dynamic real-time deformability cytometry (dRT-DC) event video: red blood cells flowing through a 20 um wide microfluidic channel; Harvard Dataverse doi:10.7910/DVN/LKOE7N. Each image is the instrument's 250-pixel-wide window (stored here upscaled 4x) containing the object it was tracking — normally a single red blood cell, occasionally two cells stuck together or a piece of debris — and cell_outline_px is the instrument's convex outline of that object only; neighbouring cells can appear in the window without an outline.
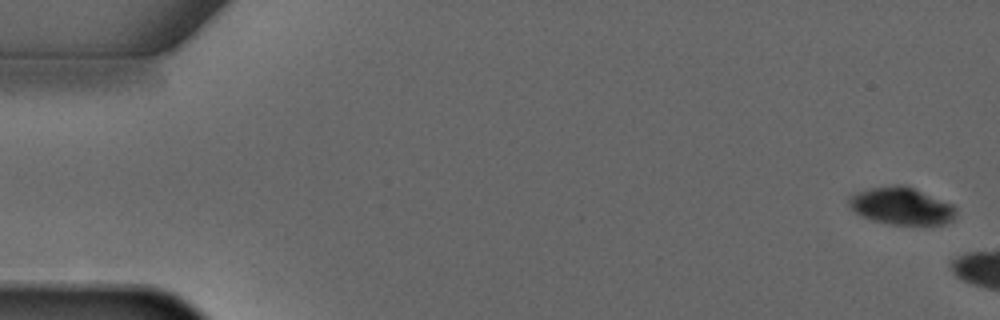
{"species": "common noctule bat (a hibernating species)", "species_latin": "Nyctalus noctula", "temperature_condition": "warm", "stored_images_in_passage": 2, "camera_frame_rate_fps": 3000, "um_per_image_px": 0.085, "animal": {"sex": "male", "forearm_length_mm": 52.5}, "frame": {"image": 1, "passage_image": 1, "time_ms": 0.0, "image_size_px": [1000, 320], "cell_outline_px": [[956, 216], [952, 220], [944, 224], [892, 224], [872, 220], [856, 212], [848, 204], [848, 196], [856, 192], [868, 188], [892, 184], [904, 184], [952, 204], [956, 208]], "centroid_in_image_um": [76.61, 17.49], "position_along_channel_um": 8.4, "area_um2": 23.24}}